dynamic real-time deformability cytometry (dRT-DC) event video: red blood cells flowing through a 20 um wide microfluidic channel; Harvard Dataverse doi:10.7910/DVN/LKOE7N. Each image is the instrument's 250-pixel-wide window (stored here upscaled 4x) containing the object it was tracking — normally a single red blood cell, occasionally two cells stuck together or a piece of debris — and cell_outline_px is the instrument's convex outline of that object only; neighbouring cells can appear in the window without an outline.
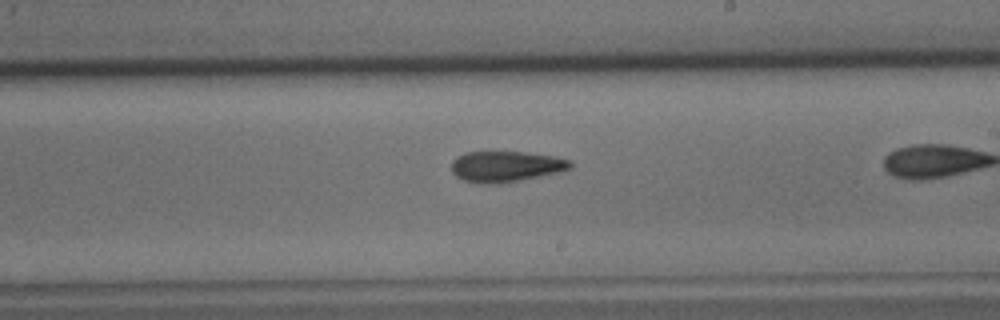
{"species": "common noctule bat (a hibernating species)", "species_latin": "Nyctalus noctula", "temperature_condition": "cold", "stored_images_in_passage": 39, "camera_frame_rate_fps": 3000, "um_per_image_px": 0.085, "animal": {"sex": "male", "body_mass_g": 15.6}, "frame": {"image": 1, "passage_image": 28, "time_ms": 9.0, "image_size_px": [1000, 320], "cell_outline_px": [[572, 168], [560, 172], [520, 180], [496, 184], [484, 184], [464, 180], [456, 176], [452, 172], [452, 160], [456, 156], [464, 152], [528, 152], [552, 156], [572, 160]], "centroid_in_image_um": [43.0, 14.14], "position_along_channel_um": 246.0, "area_um2": 21.44}}
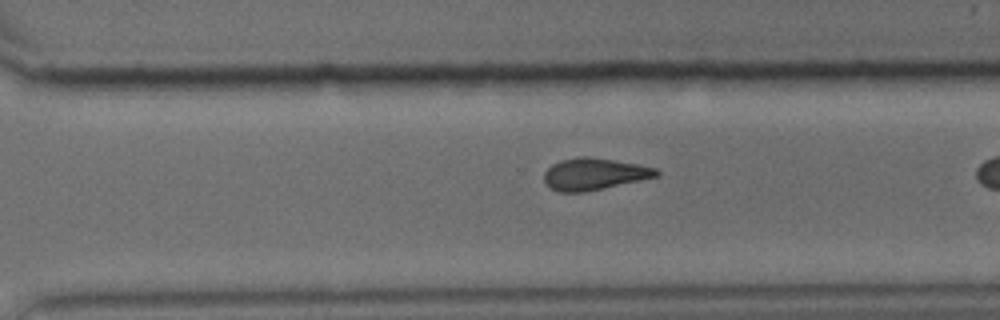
{"frame": {"image": 2, "passage_image": 34, "time_ms": 11.0, "image_size_px": [1000, 320], "cell_outline_px": [[660, 176], [584, 192], [560, 192], [552, 188], [544, 180], [544, 172], [552, 164], [560, 160], [580, 156], [588, 156], [616, 160], [656, 168], [660, 172]], "centroid_in_image_um": [50.52, 14.78], "position_along_channel_um": 320.1, "area_um2": 20.75}}